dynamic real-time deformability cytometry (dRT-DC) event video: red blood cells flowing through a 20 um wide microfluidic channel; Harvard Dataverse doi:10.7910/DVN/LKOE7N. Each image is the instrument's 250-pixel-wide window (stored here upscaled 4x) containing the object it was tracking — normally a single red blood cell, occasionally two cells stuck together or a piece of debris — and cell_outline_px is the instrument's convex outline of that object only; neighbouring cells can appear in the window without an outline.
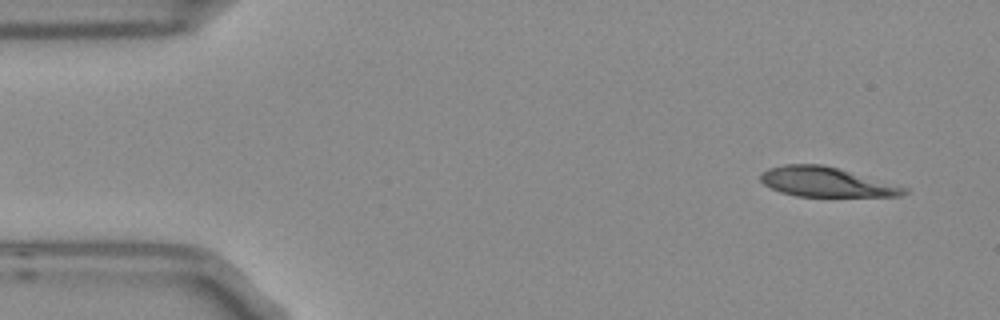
{"species": "Egyptian fruit bat (a non-hibernating species)", "species_latin": "Rousettus aegyptiacus", "temperature_condition": "room temperature", "stored_images_in_passage": 4, "segment_of_instrument_passage": [2, 2], "camera_frame_rate_fps": 3000, "um_per_image_px": 0.085, "frame": {"image": 1, "passage_image": 4, "time_ms": 1.0, "image_size_px": [1000, 320], "cell_outline_px": [[908, 192], [900, 196], [796, 196], [780, 192], [764, 184], [760, 180], [760, 172], [768, 168], [784, 164], [824, 164], [908, 188]], "centroid_in_image_um": [70.18, 15.46], "position_along_channel_um": 14.8, "area_um2": 24.68}}